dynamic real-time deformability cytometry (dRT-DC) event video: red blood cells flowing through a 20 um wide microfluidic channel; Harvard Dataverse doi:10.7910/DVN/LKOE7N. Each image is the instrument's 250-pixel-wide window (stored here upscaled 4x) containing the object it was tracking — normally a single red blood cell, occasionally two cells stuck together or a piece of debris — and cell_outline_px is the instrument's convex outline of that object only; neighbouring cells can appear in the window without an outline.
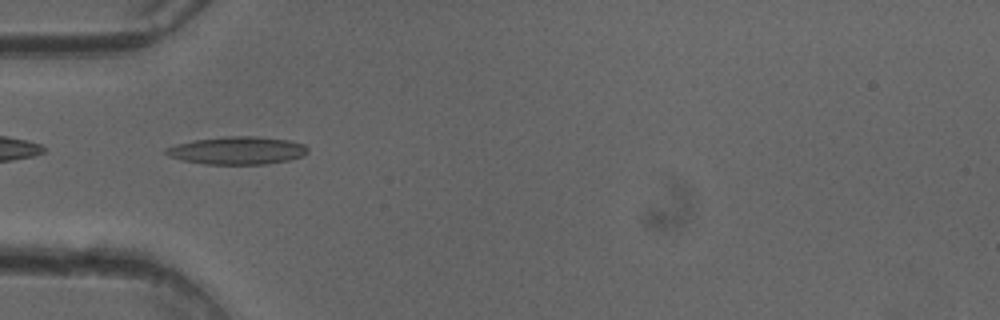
{"species": "common noctule bat (a hibernating species)", "species_latin": "Nyctalus noctula", "temperature_condition": "cold", "stored_images_in_passage": 35, "camera_frame_rate_fps": 3000, "um_per_image_px": 0.085, "animal": {"sex": "female"}, "frame": {"image": 1, "passage_image": 1, "time_ms": 0.0, "image_size_px": [1000, 320], "cell_outline_px": [[308, 152], [304, 156], [288, 160], [268, 164], [204, 164], [180, 160], [168, 156], [164, 152], [164, 148], [176, 144], [192, 140], [224, 136], [256, 136], [288, 140], [304, 144], [308, 148]], "centroid_in_image_um": [20.14, 12.79], "position_along_channel_um": 64.9, "area_um2": 23.24}}
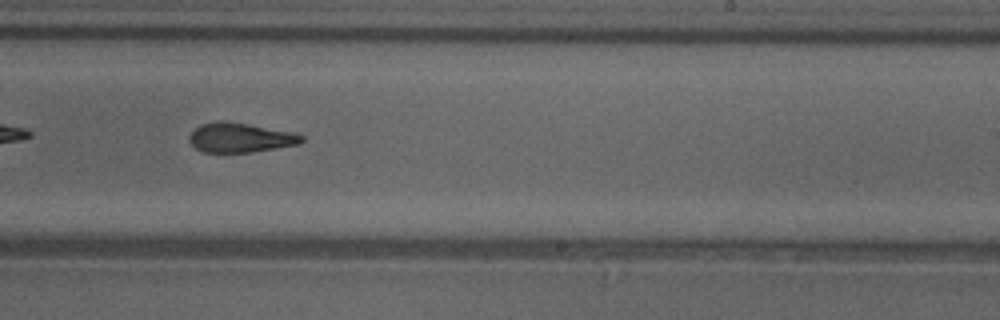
{"frame": {"image": 2, "passage_image": 16, "time_ms": 5.0, "image_size_px": [1000, 320], "cell_outline_px": [[304, 140], [300, 144], [252, 152], [204, 152], [196, 148], [188, 140], [188, 136], [200, 124], [216, 120], [220, 120], [248, 124], [296, 132], [304, 136]], "centroid_in_image_um": [20.44, 11.69], "position_along_channel_um": 268.6, "area_um2": 19.48}}
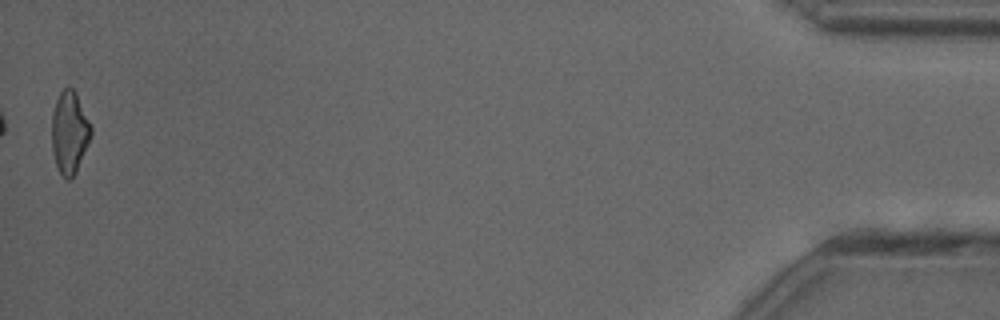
{"frame": {"image": 3, "passage_image": 35, "time_ms": 11.333, "image_size_px": [1000, 320], "cell_outline_px": [[92, 136], [76, 172], [68, 180], [64, 180], [56, 164], [52, 152], [52, 112], [56, 100], [60, 92], [64, 88], [72, 88], [76, 92], [92, 128]], "centroid_in_image_um": [5.91, 11.27], "position_along_channel_um": 429.3, "area_um2": 18.84}, "authors_computed_cell_mechanics": {"area_um2": 19.652, "velocity_mm_per_s": 4.0806, "shape_relaxation_time_tau1_ms": 7.8683, "shape_relaxation_time_tau2_ms": 3.4164, "deformation_change_tau1": 0.239, "deformation_change_tau2": 0.1416}}